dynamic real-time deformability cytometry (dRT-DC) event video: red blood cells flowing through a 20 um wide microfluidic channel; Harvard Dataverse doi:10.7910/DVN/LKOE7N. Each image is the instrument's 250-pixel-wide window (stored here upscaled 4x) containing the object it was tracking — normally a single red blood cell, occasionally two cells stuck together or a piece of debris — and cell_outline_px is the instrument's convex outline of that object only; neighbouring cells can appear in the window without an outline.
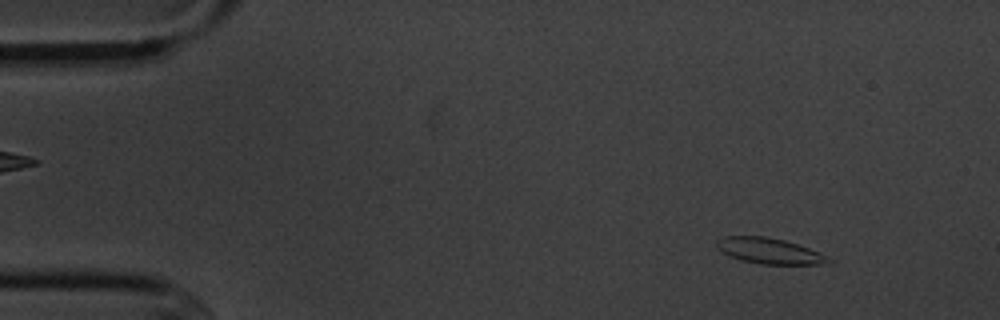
{"species": "common noctule bat (a hibernating species)", "species_latin": "Nyctalus noctula", "temperature_condition": "cold", "stored_images_in_passage": 3, "camera_frame_rate_fps": 3000, "um_per_image_px": 0.085, "animal": {"sex": "male", "body_mass_g": 20.1, "forearm_length_mm": 53.5}, "frame": {"image": 1, "passage_image": 1, "time_ms": 0.0, "image_size_px": [1000, 320], "cell_outline_px": [[836, 260], [820, 264], [760, 264], [728, 256], [716, 248], [716, 240], [724, 236], [768, 236], [784, 240], [820, 252]], "centroid_in_image_um": [65.39, 21.32], "position_along_channel_um": 19.6, "area_um2": 16.82}}